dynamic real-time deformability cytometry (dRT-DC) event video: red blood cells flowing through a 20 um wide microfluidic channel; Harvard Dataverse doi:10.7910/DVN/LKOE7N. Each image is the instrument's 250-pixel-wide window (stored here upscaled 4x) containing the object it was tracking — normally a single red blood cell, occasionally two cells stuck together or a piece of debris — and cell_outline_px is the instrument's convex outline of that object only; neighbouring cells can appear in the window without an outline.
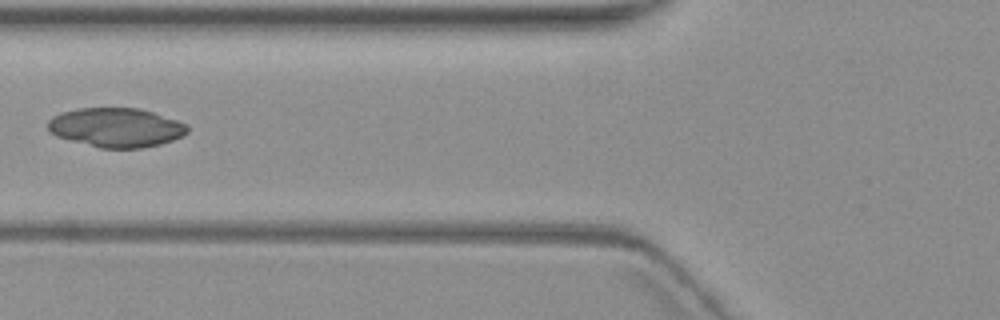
{"species": "common noctule bat (a hibernating species)", "species_latin": "Nyctalus noctula", "temperature_condition": "warm", "stored_images_in_passage": 7, "camera_frame_rate_fps": 3000, "um_per_image_px": 0.085, "animal": {"sex": "female", "body_mass_g": 19.3, "forearm_length_mm": 54.1}, "frame": {"image": 1, "passage_image": 6, "time_ms": 6.333, "image_size_px": [1000, 320], "cell_outline_px": [[188, 132], [184, 136], [160, 144], [144, 148], [100, 148], [56, 136], [48, 128], [48, 120], [52, 116], [60, 112], [76, 108], [140, 108], [188, 124]], "centroid_in_image_um": [9.87, 10.83], "position_along_channel_um": 115.9, "area_um2": 31.96}}
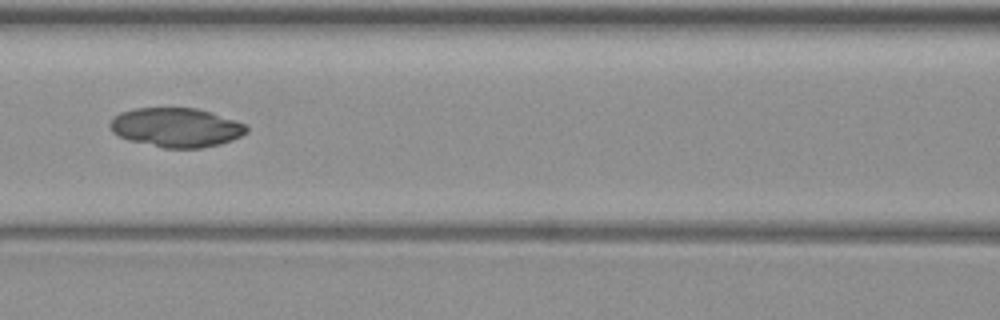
{"frame": {"image": 2, "passage_image": 7, "time_ms": 7.333, "image_size_px": [1000, 320], "cell_outline_px": [[248, 132], [232, 140], [220, 144], [200, 148], [164, 148], [128, 140], [112, 132], [108, 124], [120, 112], [136, 108], [196, 108], [212, 112], [248, 124]], "centroid_in_image_um": [15.01, 10.83], "position_along_channel_um": 151.6, "area_um2": 31.33}}